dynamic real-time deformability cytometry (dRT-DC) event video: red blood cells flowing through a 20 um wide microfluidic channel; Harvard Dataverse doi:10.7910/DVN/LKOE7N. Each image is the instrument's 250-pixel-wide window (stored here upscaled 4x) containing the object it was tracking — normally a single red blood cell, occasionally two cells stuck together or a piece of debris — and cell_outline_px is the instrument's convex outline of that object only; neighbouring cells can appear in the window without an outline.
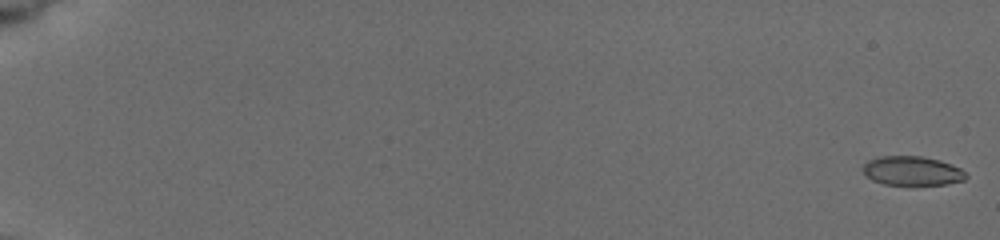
{"species": "common noctule bat (a hibernating species)", "species_latin": "Nyctalus noctula", "temperature_condition": "cold", "stored_images_in_passage": 78, "camera_frame_rate_fps": 3000, "um_per_image_px": 0.085, "animal": {"sex": "female", "body_mass_g": 19.5, "forearm_length_mm": 54.1}, "frame": {"image": 1, "passage_image": 1, "time_ms": 0.0, "image_size_px": [1000, 240], "cell_outline_px": [[968, 176], [964, 180], [948, 184], [884, 184], [872, 180], [864, 172], [864, 164], [868, 160], [880, 156], [920, 156], [940, 160], [952, 164], [960, 168]], "centroid_in_image_um": [77.56, 14.51], "position_along_channel_um": 7.4, "area_um2": 17.34}}
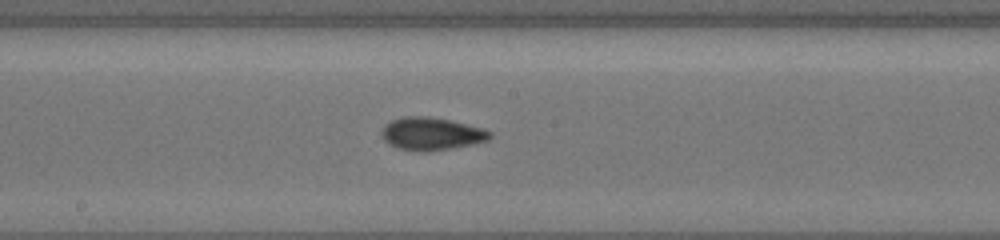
{"frame": {"image": 2, "passage_image": 44, "time_ms": 10.667, "image_size_px": [1000, 240], "cell_outline_px": [[492, 136], [488, 140], [472, 144], [452, 148], [428, 152], [416, 152], [396, 148], [388, 144], [380, 136], [380, 132], [384, 124], [392, 120], [404, 116], [428, 116], [448, 120], [484, 128], [492, 132]], "centroid_in_image_um": [36.62, 11.38], "position_along_channel_um": 211.6, "area_um2": 20.98}}
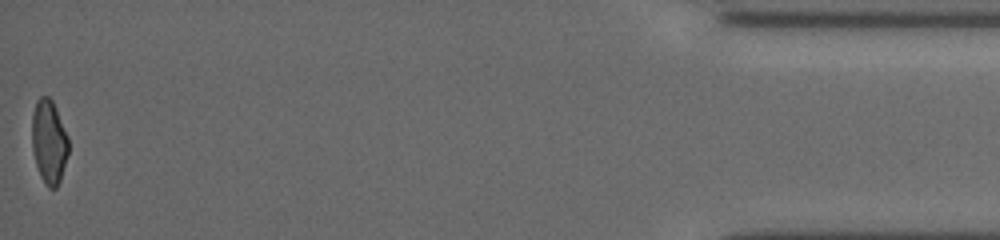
{"frame": {"image": 3, "passage_image": 78, "time_ms": 18.333, "image_size_px": [1000, 240], "cell_outline_px": [[68, 152], [60, 180], [56, 188], [48, 188], [40, 176], [36, 164], [32, 148], [32, 116], [36, 100], [40, 96], [48, 96], [52, 100], [56, 108], [68, 136]], "centroid_in_image_um": [4.15, 12.03], "position_along_channel_um": 431.0, "area_um2": 17.8}, "authors_computed_cell_mechanics": {"area_um2": 18.6405, "velocity_mm_per_s": 3.875, "shape_relaxation_time_tau1_ms": 5.2552, "shape_relaxation_time_tau2_ms": 4.9421, "deformation_change_tau1": 0.1402, "deformation_change_tau2": 0.076}}